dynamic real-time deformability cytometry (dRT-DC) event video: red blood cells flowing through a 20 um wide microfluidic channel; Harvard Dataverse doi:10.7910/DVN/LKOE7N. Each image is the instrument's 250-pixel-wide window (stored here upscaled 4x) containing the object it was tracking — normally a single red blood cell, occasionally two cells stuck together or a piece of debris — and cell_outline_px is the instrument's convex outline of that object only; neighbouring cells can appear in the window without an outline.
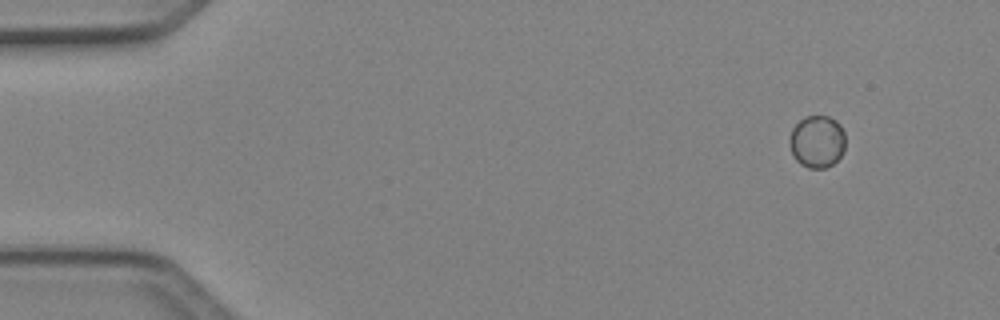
{"species": "Egyptian fruit bat (a non-hibernating species)", "species_latin": "Rousettus aegyptiacus", "temperature_condition": "cold", "stored_images_in_passage": 4, "camera_frame_rate_fps": 3000, "um_per_image_px": 0.085, "animal": {"sex": "female"}, "frame": {"image": 1, "passage_image": 1, "time_ms": 0.0, "image_size_px": [1000, 320], "cell_outline_px": [[844, 152], [832, 164], [824, 168], [808, 168], [800, 164], [796, 160], [788, 144], [792, 128], [804, 116], [828, 116], [836, 120], [840, 124], [844, 132]], "centroid_in_image_um": [69.44, 12.02], "position_along_channel_um": 15.6, "area_um2": 17.11}}